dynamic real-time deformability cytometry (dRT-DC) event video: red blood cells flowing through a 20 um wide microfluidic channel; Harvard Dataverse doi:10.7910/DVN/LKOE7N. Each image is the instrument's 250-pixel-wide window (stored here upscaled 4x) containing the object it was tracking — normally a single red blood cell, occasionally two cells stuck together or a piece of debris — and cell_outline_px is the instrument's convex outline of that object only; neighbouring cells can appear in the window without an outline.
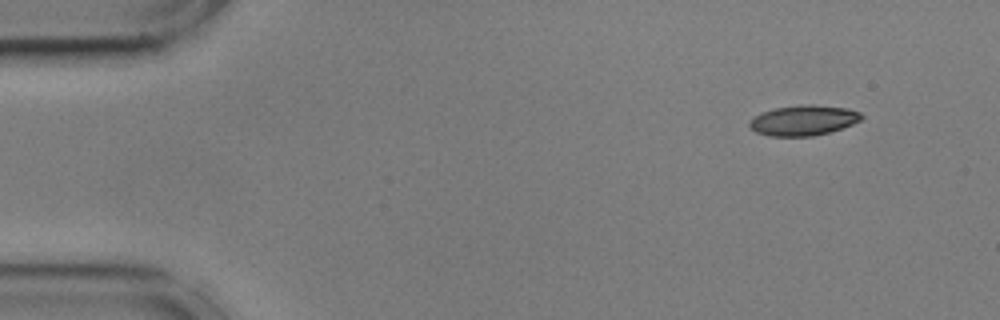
{"species": "common noctule bat (a hibernating species)", "species_latin": "Nyctalus noctula", "temperature_condition": "cold", "stored_images_in_passage": 51, "camera_frame_rate_fps": 3000, "um_per_image_px": 0.085, "animal": {"sex": "male", "body_mass_g": 17.9, "forearm_length_mm": 54.2}, "frame": {"image": 1, "passage_image": 1, "time_ms": 0.0, "image_size_px": [1000, 320], "cell_outline_px": [[864, 116], [860, 120], [852, 124], [828, 132], [812, 136], [768, 136], [756, 132], [748, 124], [760, 112], [776, 108], [800, 104], [812, 104], [848, 108], [860, 112]], "centroid_in_image_um": [68.3, 10.22], "position_along_channel_um": 16.7, "area_um2": 19.65}}
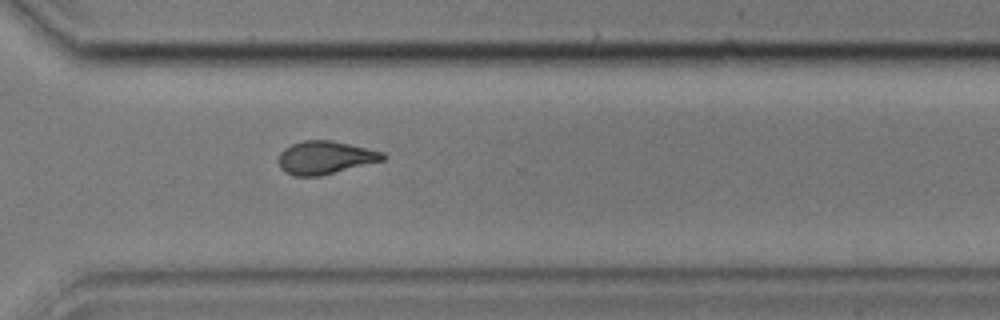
{"frame": {"image": 2, "passage_image": 36, "time_ms": 11.667, "image_size_px": [1000, 320], "cell_outline_px": [[388, 156], [384, 160], [320, 176], [292, 176], [284, 172], [280, 168], [276, 160], [280, 152], [284, 148], [292, 144], [304, 140], [332, 140], [384, 152]], "centroid_in_image_um": [27.6, 13.4], "position_along_channel_um": 343.0, "area_um2": 20.35}}
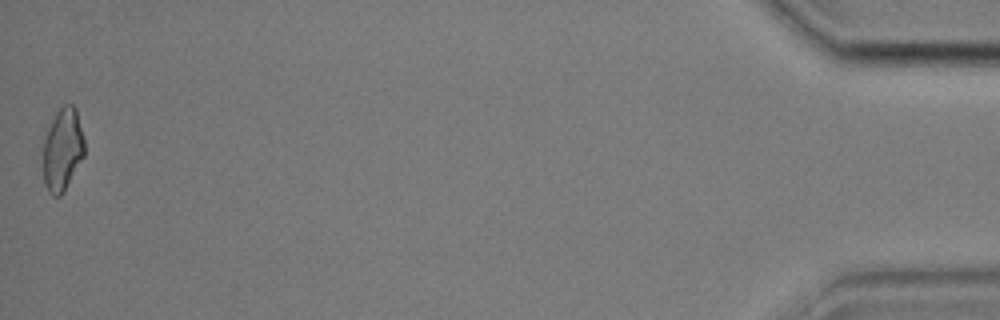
{"frame": {"image": 3, "passage_image": 51, "time_ms": 16.667, "image_size_px": [1000, 320], "cell_outline_px": [[84, 156], [64, 192], [60, 196], [52, 196], [48, 192], [44, 184], [44, 140], [48, 128], [56, 112], [64, 104], [72, 104], [76, 108], [84, 140]], "centroid_in_image_um": [5.32, 12.73], "position_along_channel_um": 429.9, "area_um2": 19.83}, "authors_computed_cell_mechanics": {"area_um2": 20.1722, "velocity_mm_per_s": 3.6065, "shape_relaxation_time_tau1_ms": null, "shape_relaxation_time_tau2_ms": 3.2166, "deformation_change_tau1": null, "deformation_change_tau2": 0.1013}}